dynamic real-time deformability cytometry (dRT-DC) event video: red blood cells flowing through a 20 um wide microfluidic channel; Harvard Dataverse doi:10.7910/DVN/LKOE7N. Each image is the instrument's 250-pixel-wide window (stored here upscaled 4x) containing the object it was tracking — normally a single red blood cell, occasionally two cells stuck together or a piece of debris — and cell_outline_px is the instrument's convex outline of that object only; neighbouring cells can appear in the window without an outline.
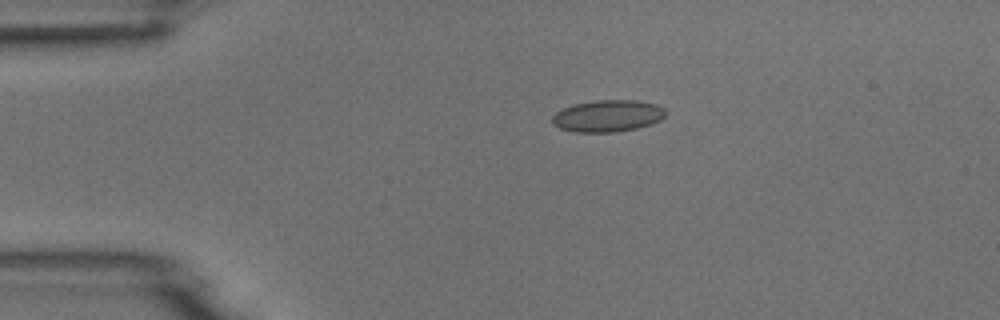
{"species": "common noctule bat (a hibernating species)", "species_latin": "Nyctalus noctula", "temperature_condition": "room temperature", "stored_images_in_passage": 5, "camera_frame_rate_fps": 3000, "um_per_image_px": 0.085, "animal": {"sex": "male", "body_mass_g": 18.8}, "frame": {"image": 1, "passage_image": 3, "time_ms": 2.333, "image_size_px": [1000, 320], "cell_outline_px": [[664, 116], [660, 120], [636, 128], [616, 132], [576, 132], [560, 128], [552, 124], [552, 116], [556, 112], [564, 108], [576, 104], [596, 100], [636, 100], [656, 104], [664, 108]], "centroid_in_image_um": [51.63, 9.85], "position_along_channel_um": 33.4, "area_um2": 20.81}}
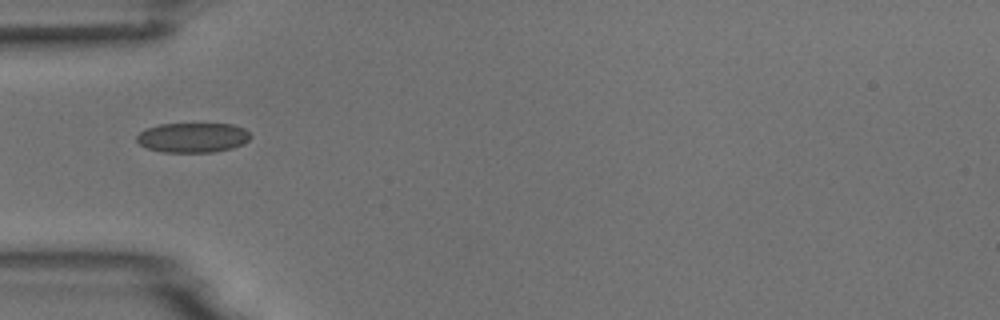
{"frame": {"image": 2, "passage_image": 5, "time_ms": 4.333, "image_size_px": [1000, 320], "cell_outline_px": [[252, 136], [244, 144], [232, 148], [212, 152], [164, 152], [148, 148], [140, 144], [136, 140], [136, 136], [144, 128], [160, 124], [232, 124], [244, 128]], "centroid_in_image_um": [16.38, 11.69], "position_along_channel_um": 68.6, "area_um2": 19.77}}